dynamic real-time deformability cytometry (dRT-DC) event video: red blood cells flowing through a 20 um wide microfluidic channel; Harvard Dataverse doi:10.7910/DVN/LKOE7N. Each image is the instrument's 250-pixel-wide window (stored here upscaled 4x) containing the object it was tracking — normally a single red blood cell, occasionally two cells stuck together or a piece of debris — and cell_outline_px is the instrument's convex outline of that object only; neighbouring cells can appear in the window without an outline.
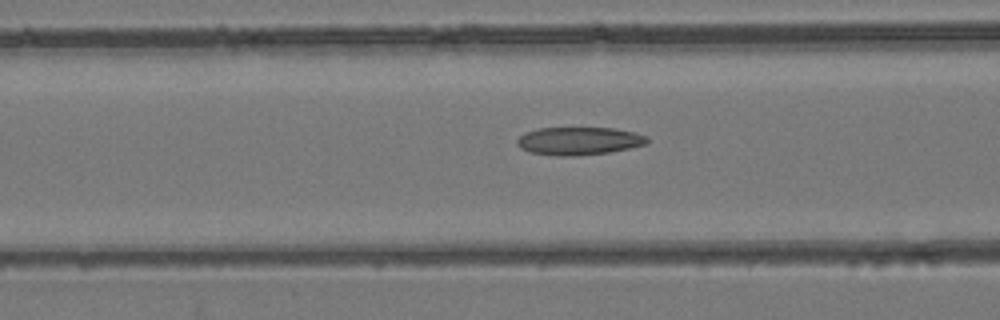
{"species": "common noctule bat (a hibernating species)", "species_latin": "Nyctalus noctula", "temperature_condition": "room temperature", "stored_images_in_passage": 40, "camera_frame_rate_fps": 3000, "um_per_image_px": 0.085, "animal": {"sex": "female", "body_mass_g": 24.6, "forearm_length_mm": 56.2}, "frame": {"image": 1, "passage_image": 12, "time_ms": 3.667, "image_size_px": [1000, 320], "cell_outline_px": [[648, 144], [608, 152], [572, 156], [560, 156], [532, 152], [520, 148], [516, 144], [516, 140], [524, 132], [536, 128], [612, 128], [632, 132], [648, 136]], "centroid_in_image_um": [49.18, 11.97], "position_along_channel_um": 117.4, "area_um2": 21.04}}
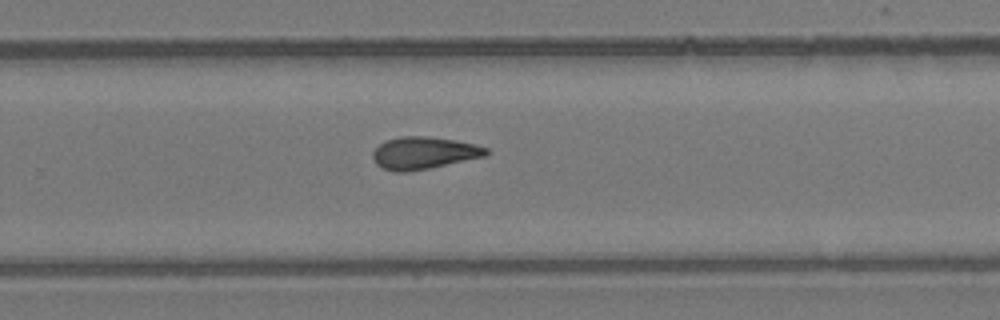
{"frame": {"image": 2, "passage_image": 24, "time_ms": 7.667, "image_size_px": [1000, 320], "cell_outline_px": [[488, 152], [484, 156], [428, 168], [404, 172], [396, 172], [384, 168], [376, 164], [372, 156], [372, 152], [380, 144], [388, 140], [400, 136], [424, 136], [456, 140], [488, 148]], "centroid_in_image_um": [35.99, 12.99], "position_along_channel_um": 293.8, "area_um2": 20.87}}
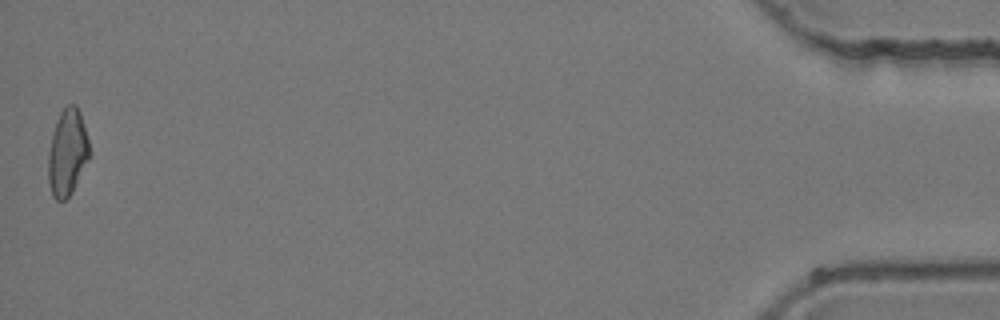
{"frame": {"image": 3, "passage_image": 40, "time_ms": 13.0, "image_size_px": [1000, 320], "cell_outline_px": [[88, 160], [72, 192], [64, 200], [56, 200], [52, 196], [48, 180], [48, 152], [52, 132], [56, 120], [60, 112], [68, 104], [76, 104], [80, 112], [84, 124], [88, 140]], "centroid_in_image_um": [5.7, 12.95], "position_along_channel_um": 429.5, "area_um2": 20.69}}